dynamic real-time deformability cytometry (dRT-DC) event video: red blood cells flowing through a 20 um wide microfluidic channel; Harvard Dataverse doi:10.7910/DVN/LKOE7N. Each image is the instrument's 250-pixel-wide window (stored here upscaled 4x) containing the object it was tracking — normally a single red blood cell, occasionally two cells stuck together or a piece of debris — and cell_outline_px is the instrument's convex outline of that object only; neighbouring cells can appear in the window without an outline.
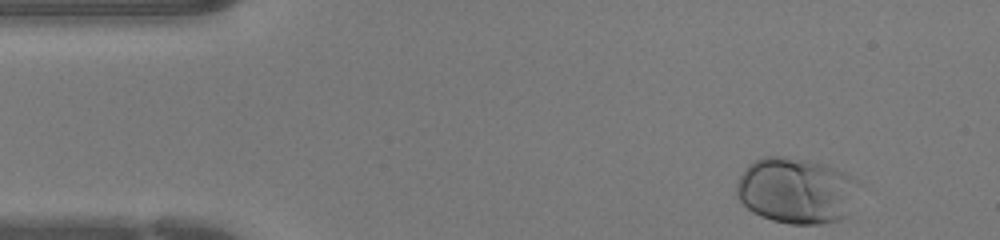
{"species": "human", "species_latin": "Homo sapiens", "temperature_condition": "warm", "stored_images_in_passage": 33, "camera_frame_rate_fps": 3000, "um_per_image_px": 0.085, "donor": {"sex": "female"}, "frame": {"image": 1, "passage_image": 1, "time_ms": 0.0, "image_size_px": [1000, 240], "cell_outline_px": [[852, 176], [844, 216], [840, 220], [820, 224], [792, 224], [772, 220], [760, 216], [752, 212], [736, 196], [736, 184], [740, 176], [748, 164], [764, 156], [780, 156], [804, 160], [824, 164], [836, 168]], "centroid_in_image_um": [67.5, 16.19], "position_along_channel_um": 17.5, "area_um2": 45.32}}
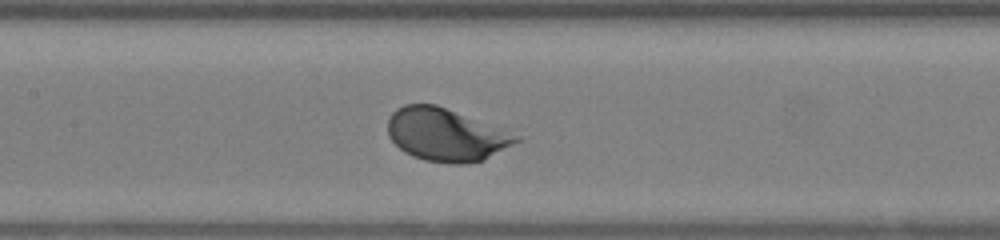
{"frame": {"image": 2, "passage_image": 17, "time_ms": 5.333, "image_size_px": [1000, 240], "cell_outline_px": [[520, 140], [484, 160], [464, 164], [452, 164], [424, 160], [412, 156], [404, 152], [388, 136], [388, 120], [392, 112], [396, 108], [404, 104], [436, 104], [520, 136]], "centroid_in_image_um": [37.86, 11.46], "position_along_channel_um": 169.5, "area_um2": 39.13}}
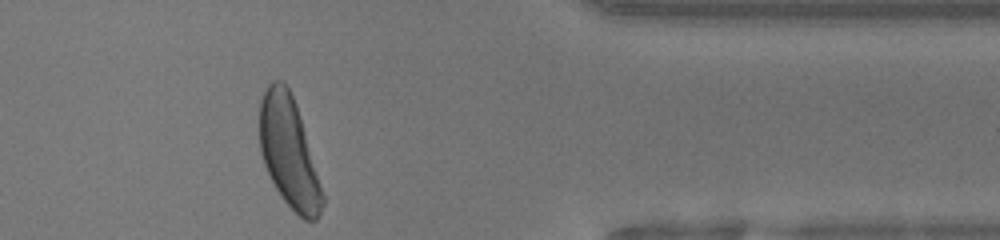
{"frame": {"image": 3, "passage_image": 33, "time_ms": 10.667, "image_size_px": [1000, 240], "cell_outline_px": [[324, 204], [316, 220], [304, 220], [284, 200], [276, 188], [264, 164], [260, 152], [260, 100], [268, 84], [272, 80], [284, 80], [296, 104], [300, 116], [324, 196]], "centroid_in_image_um": [24.55, 12.92], "position_along_channel_um": 386.9, "area_um2": 39.88}}